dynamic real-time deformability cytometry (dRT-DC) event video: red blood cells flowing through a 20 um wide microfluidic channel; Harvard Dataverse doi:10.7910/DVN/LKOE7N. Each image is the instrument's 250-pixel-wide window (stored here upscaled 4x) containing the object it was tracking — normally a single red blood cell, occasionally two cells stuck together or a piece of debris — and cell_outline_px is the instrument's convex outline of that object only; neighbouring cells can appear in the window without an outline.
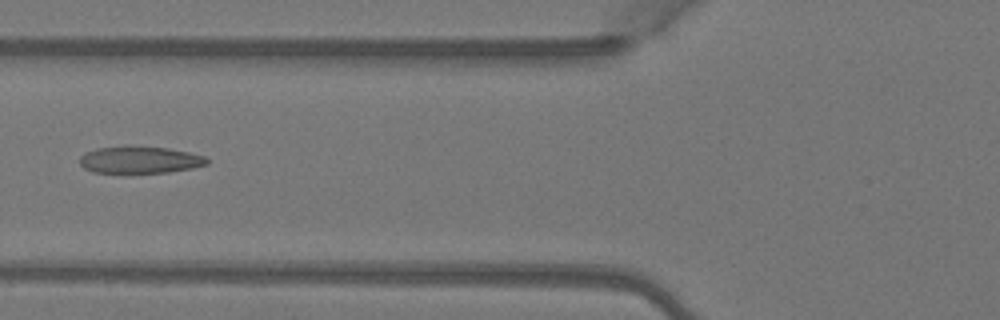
{"species": "Egyptian fruit bat (a non-hibernating species)", "species_latin": "Rousettus aegyptiacus", "temperature_condition": "warm", "stored_images_in_passage": 5, "camera_frame_rate_fps": 3000, "um_per_image_px": 0.085, "animal": {"sex": "female"}, "frame": {"image": 1, "passage_image": 5, "time_ms": 1.333, "image_size_px": [1000, 320], "cell_outline_px": [[208, 164], [192, 168], [168, 172], [124, 176], [92, 172], [84, 168], [80, 164], [80, 156], [84, 152], [96, 148], [124, 144], [168, 148], [188, 152], [204, 156], [208, 160]], "centroid_in_image_um": [11.79, 13.61], "position_along_channel_um": 114.0, "area_um2": 21.39}}